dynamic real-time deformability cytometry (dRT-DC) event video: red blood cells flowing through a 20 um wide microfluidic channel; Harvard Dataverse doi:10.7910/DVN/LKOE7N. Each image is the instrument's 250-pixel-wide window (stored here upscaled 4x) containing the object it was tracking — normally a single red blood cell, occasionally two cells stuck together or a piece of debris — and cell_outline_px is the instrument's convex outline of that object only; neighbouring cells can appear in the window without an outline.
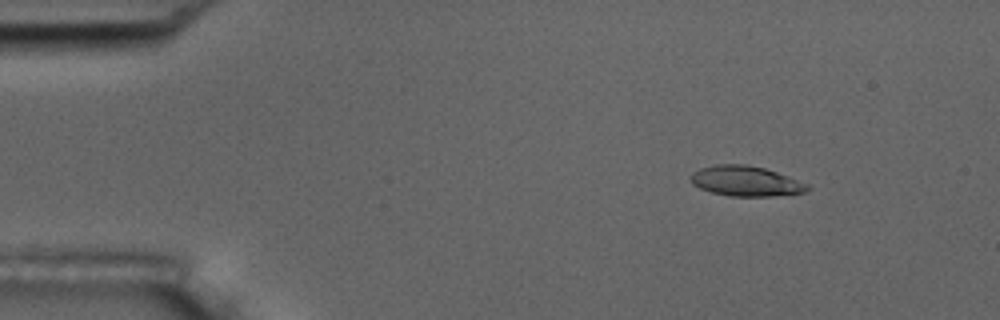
{"species": "common noctule bat (a hibernating species)", "species_latin": "Nyctalus noctula", "temperature_condition": "room temperature", "stored_images_in_passage": 5, "camera_frame_rate_fps": 3000, "um_per_image_px": 0.085, "animal": {"sex": "male", "body_mass_g": 17.5, "forearm_length_mm": 52.3}, "frame": {"image": 1, "passage_image": 2, "time_ms": 1.0, "image_size_px": [1000, 320], "cell_outline_px": [[812, 188], [804, 192], [772, 196], [732, 196], [712, 192], [700, 188], [692, 184], [688, 176], [692, 172], [700, 168], [716, 164], [744, 164], [764, 168], [788, 176], [808, 184]], "centroid_in_image_um": [63.36, 15.39], "position_along_channel_um": 21.6, "area_um2": 20.52}}